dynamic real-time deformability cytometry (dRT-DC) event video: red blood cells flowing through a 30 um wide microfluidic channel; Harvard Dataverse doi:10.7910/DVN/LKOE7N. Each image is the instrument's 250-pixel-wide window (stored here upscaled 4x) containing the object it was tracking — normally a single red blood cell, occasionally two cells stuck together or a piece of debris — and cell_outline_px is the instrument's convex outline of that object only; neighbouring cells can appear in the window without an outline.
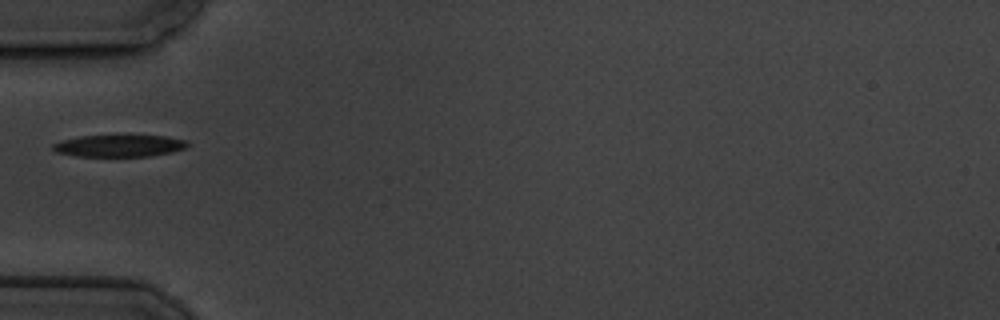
{"species": "common noctule bat (a hibernating species)", "species_latin": "Nyctalus noctula", "temperature_condition": "cold", "stored_images_in_passage": 2, "camera_frame_rate_fps": 3000, "um_per_image_px": 0.085, "animal": {"sex": "male", "body_mass_g": 19.5, "forearm_length_mm": 54.6}, "frame": {"image": 1, "passage_image": 1, "time_ms": 0.0, "image_size_px": [1000, 320], "cell_outline_px": [[188, 144], [184, 148], [172, 152], [148, 156], [76, 156], [56, 152], [52, 148], [52, 144], [64, 140], [80, 136], [164, 136], [188, 140]], "centroid_in_image_um": [10.13, 12.39], "position_along_channel_um": 74.9, "area_um2": 16.94}}